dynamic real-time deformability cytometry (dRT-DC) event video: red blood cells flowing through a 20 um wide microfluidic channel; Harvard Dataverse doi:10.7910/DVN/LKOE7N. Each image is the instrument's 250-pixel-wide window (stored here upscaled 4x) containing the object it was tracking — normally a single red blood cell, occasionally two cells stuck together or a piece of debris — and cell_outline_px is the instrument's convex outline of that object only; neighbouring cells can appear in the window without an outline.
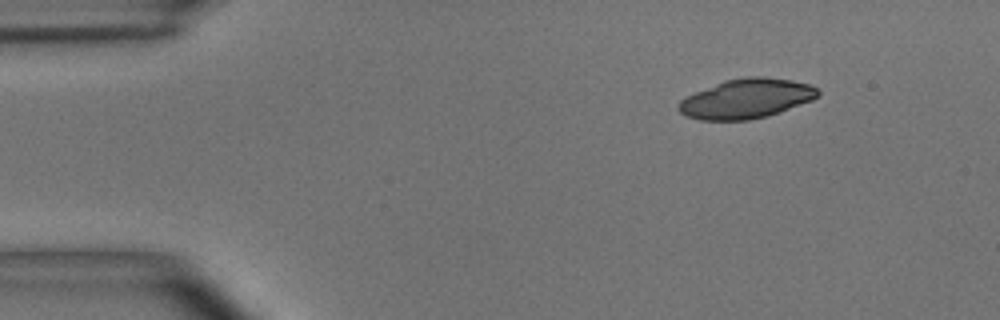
{"species": "common noctule bat (a hibernating species)", "species_latin": "Nyctalus noctula", "temperature_condition": "room temperature", "stored_images_in_passage": 48, "camera_frame_rate_fps": 3000, "um_per_image_px": 0.085, "animal": {"sex": "male", "body_mass_g": 15.6}, "frame": {"image": 1, "passage_image": 1, "time_ms": 0.0, "image_size_px": [1000, 320], "cell_outline_px": [[820, 96], [812, 100], [780, 112], [768, 116], [748, 120], [700, 120], [688, 116], [680, 112], [676, 108], [676, 104], [684, 96], [724, 80], [744, 76], [764, 76], [792, 80], [808, 84], [816, 88], [820, 92]], "centroid_in_image_um": [63.41, 8.38], "position_along_channel_um": 21.6, "area_um2": 32.43}}